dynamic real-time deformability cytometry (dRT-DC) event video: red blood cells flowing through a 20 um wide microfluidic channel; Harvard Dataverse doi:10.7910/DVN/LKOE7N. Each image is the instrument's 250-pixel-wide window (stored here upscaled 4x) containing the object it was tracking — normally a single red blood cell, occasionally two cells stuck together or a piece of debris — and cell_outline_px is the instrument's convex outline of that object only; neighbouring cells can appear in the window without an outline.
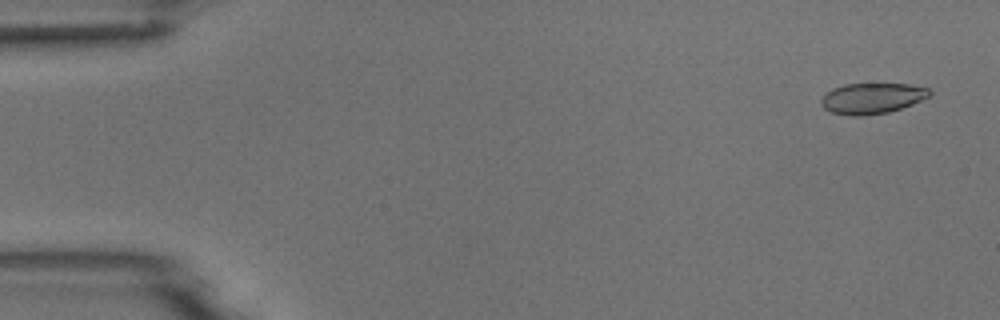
{"species": "common noctule bat (a hibernating species)", "species_latin": "Nyctalus noctula", "temperature_condition": "room temperature", "stored_images_in_passage": 4, "camera_frame_rate_fps": 3000, "um_per_image_px": 0.085, "animal": {"sex": "male", "body_mass_g": 18.8}, "frame": {"image": 1, "passage_image": 1, "time_ms": 0.0, "image_size_px": [1000, 320], "cell_outline_px": [[932, 92], [928, 96], [912, 104], [888, 112], [864, 116], [852, 116], [832, 112], [824, 108], [820, 104], [820, 100], [832, 88], [844, 84], [908, 84], [928, 88]], "centroid_in_image_um": [74.1, 8.36], "position_along_channel_um": 10.9, "area_um2": 19.25}}
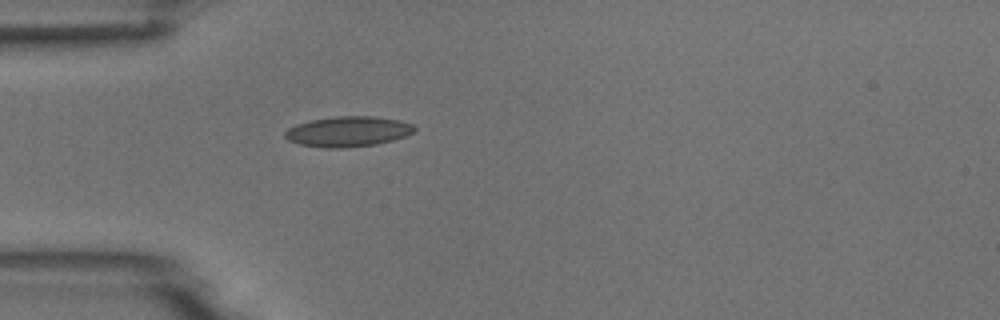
{"frame": {"image": 2, "passage_image": 4, "time_ms": 4.333, "image_size_px": [1000, 320], "cell_outline_px": [[416, 128], [412, 132], [404, 136], [392, 140], [376, 144], [344, 148], [324, 148], [300, 144], [288, 140], [284, 136], [284, 132], [288, 128], [296, 124], [312, 120], [336, 116], [376, 116], [400, 120], [412, 124]], "centroid_in_image_um": [29.56, 11.17], "position_along_channel_um": 55.4, "area_um2": 22.83}}